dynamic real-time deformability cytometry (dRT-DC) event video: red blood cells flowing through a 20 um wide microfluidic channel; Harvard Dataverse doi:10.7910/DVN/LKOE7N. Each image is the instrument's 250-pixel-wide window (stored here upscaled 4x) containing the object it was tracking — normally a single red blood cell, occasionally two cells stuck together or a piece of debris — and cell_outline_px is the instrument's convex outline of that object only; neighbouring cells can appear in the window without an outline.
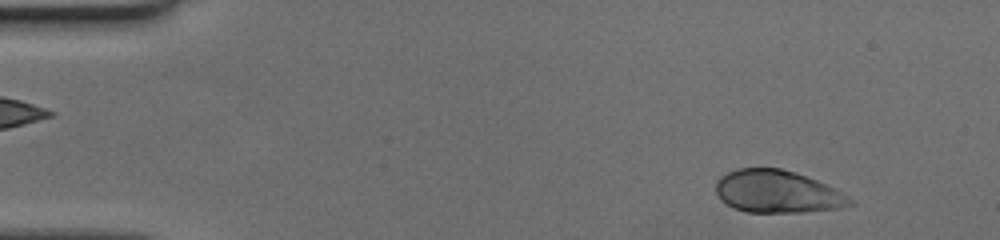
{"species": "human", "species_latin": "Homo sapiens", "temperature_condition": "cold", "stored_images_in_passage": 15, "camera_frame_rate_fps": 3000, "um_per_image_px": 0.085, "donor": {"sex": "female"}, "frame": {"image": 1, "passage_image": 4, "time_ms": 1.0, "image_size_px": [1000, 240], "cell_outline_px": [[856, 204], [840, 208], [804, 212], [748, 212], [732, 208], [720, 200], [716, 192], [716, 180], [720, 176], [728, 172], [740, 168], [780, 168], [816, 180], [840, 192], [852, 200]], "centroid_in_image_um": [66.02, 16.3], "position_along_channel_um": 19.0, "area_um2": 33.0}}